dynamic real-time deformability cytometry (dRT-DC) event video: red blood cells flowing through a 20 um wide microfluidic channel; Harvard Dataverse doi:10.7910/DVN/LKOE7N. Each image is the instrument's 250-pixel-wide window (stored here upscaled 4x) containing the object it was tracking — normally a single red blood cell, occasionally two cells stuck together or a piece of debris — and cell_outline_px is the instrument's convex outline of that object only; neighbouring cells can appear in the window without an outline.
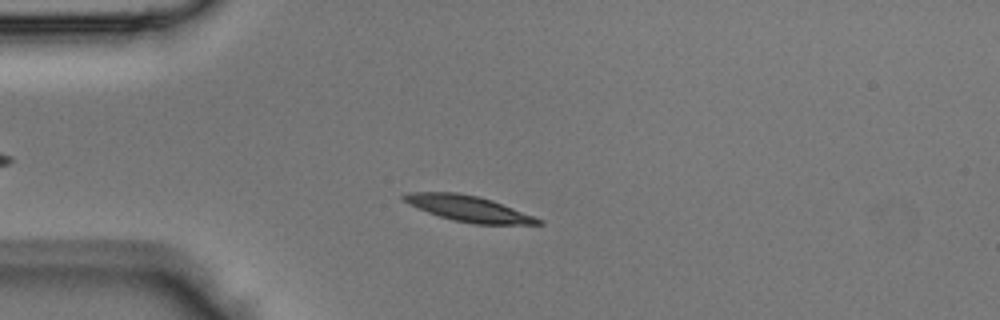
{"species": "Egyptian fruit bat (a non-hibernating species)", "species_latin": "Rousettus aegyptiacus", "temperature_condition": "room temperature", "stored_images_in_passage": 40, "camera_frame_rate_fps": 3000, "um_per_image_px": 0.085, "animal": {"sex": "male"}, "frame": {"image": 1, "passage_image": 8, "time_ms": 2.333, "image_size_px": [1000, 320], "cell_outline_px": [[544, 224], [476, 224], [452, 220], [428, 212], [408, 204], [400, 196], [408, 192], [456, 192], [476, 196], [492, 200], [544, 220]], "centroid_in_image_um": [39.82, 17.73], "position_along_channel_um": 45.2, "area_um2": 20.0}}
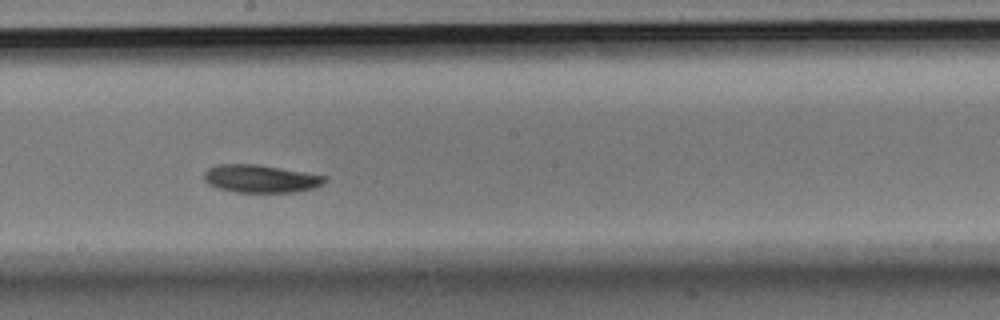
{"frame": {"image": 2, "passage_image": 21, "time_ms": 6.667, "image_size_px": [1000, 320], "cell_outline_px": [[328, 180], [324, 184], [316, 188], [296, 192], [236, 192], [216, 188], [208, 184], [204, 180], [204, 172], [208, 168], [216, 164], [260, 164], [304, 172], [324, 176]], "centroid_in_image_um": [22.15, 15.19], "position_along_channel_um": 226.1, "area_um2": 19.83}}
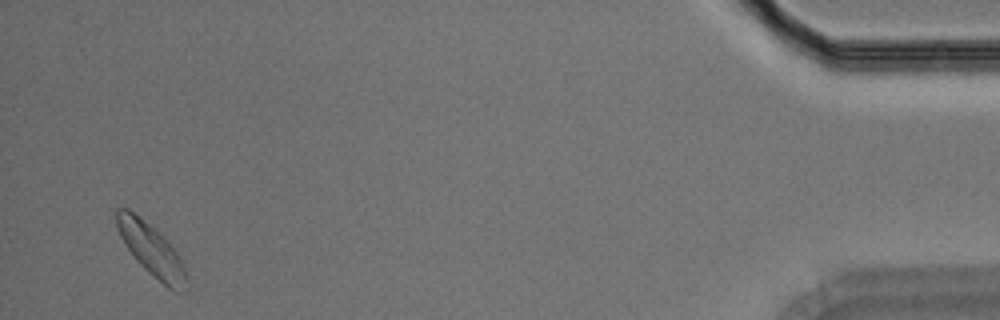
{"frame": {"image": 3, "passage_image": 39, "time_ms": 12.667, "image_size_px": [1000, 320], "cell_outline_px": [[188, 288], [184, 292], [176, 292], [168, 288], [148, 272], [136, 260], [124, 244], [120, 236], [116, 224], [116, 208], [128, 208], [148, 224], [180, 256], [184, 264], [188, 276]], "centroid_in_image_um": [12.9, 21.32], "position_along_channel_um": 422.3, "area_um2": 20.92}}